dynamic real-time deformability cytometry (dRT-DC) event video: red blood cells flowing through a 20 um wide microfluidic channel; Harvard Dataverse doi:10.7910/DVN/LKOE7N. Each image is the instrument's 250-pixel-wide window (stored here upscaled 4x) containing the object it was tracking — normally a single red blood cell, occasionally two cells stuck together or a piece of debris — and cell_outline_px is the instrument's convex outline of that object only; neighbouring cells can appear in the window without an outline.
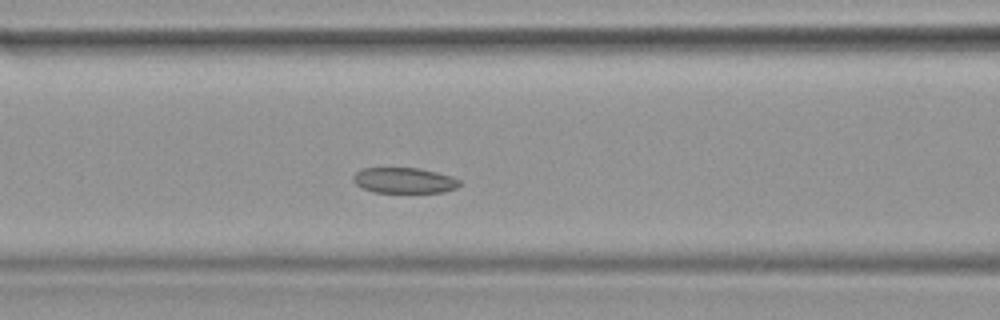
{"species": "common noctule bat (a hibernating species)", "species_latin": "Nyctalus noctula", "temperature_condition": "warm", "stored_images_in_passage": 36, "camera_frame_rate_fps": 3000, "um_per_image_px": 0.085, "animal": {"sex": "female", "body_mass_g": 19.9}, "frame": {"image": 1, "passage_image": 12, "time_ms": 3.667, "image_size_px": [1000, 320], "cell_outline_px": [[460, 184], [456, 188], [444, 192], [372, 192], [356, 184], [352, 180], [352, 176], [356, 172], [364, 168], [420, 168], [452, 176], [460, 180]], "centroid_in_image_um": [34.36, 15.33], "position_along_channel_um": 132.2, "area_um2": 15.84}}
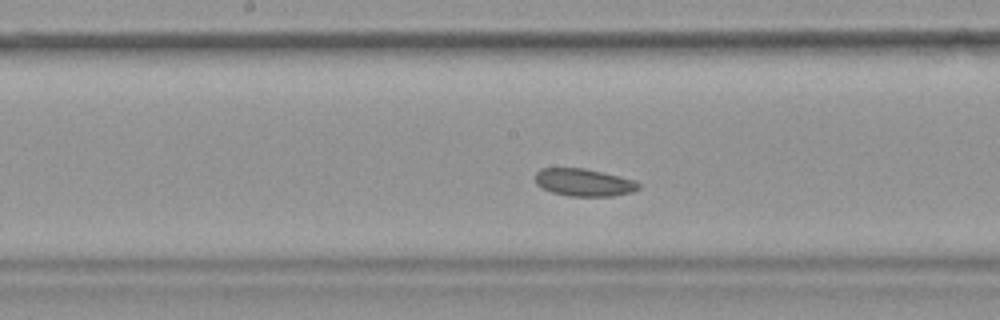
{"frame": {"image": 2, "passage_image": 16, "time_ms": 5.0, "image_size_px": [1000, 320], "cell_outline_px": [[640, 188], [632, 192], [612, 196], [568, 196], [552, 192], [536, 184], [536, 172], [540, 168], [584, 168], [632, 180], [640, 184]], "centroid_in_image_um": [49.6, 15.51], "position_along_channel_um": 198.6, "area_um2": 16.3}}
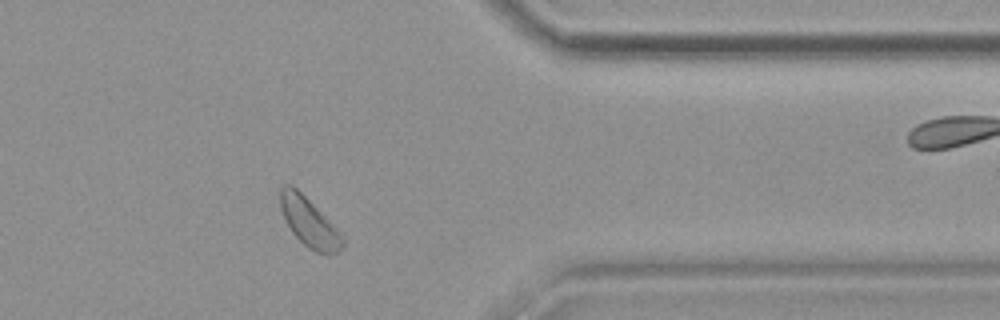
{"frame": {"image": 3, "passage_image": 28, "time_ms": 9.0, "image_size_px": [1000, 320], "cell_outline_px": [[344, 244], [336, 252], [328, 256], [316, 252], [308, 248], [292, 232], [280, 208], [280, 188], [284, 184], [292, 184], [344, 236]], "centroid_in_image_um": [26.27, 18.91], "position_along_channel_um": 385.1, "area_um2": 17.4}}